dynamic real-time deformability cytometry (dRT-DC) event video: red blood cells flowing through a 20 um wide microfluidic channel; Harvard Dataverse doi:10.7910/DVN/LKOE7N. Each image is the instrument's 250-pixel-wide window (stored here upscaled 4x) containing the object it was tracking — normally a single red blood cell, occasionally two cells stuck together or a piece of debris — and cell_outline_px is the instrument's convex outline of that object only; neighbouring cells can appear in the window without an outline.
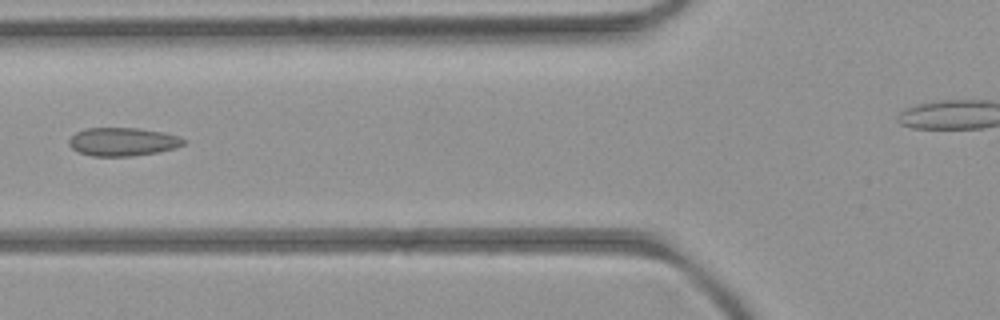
{"species": "common noctule bat (a hibernating species)", "species_latin": "Nyctalus noctula", "temperature_condition": "room temperature", "stored_images_in_passage": 6, "segment_of_instrument_passage": [1, 2], "camera_frame_rate_fps": 3000, "um_per_image_px": 0.085, "animal": {"sex": "female", "body_mass_g": 21.9}, "frame": {"image": 1, "passage_image": 5, "time_ms": 4.667, "image_size_px": [1000, 320], "cell_outline_px": [[188, 140], [184, 144], [176, 148], [160, 152], [132, 156], [92, 156], [80, 152], [72, 148], [68, 144], [68, 140], [76, 132], [88, 128], [136, 128], [160, 132], [176, 136]], "centroid_in_image_um": [10.44, 12.06], "position_along_channel_um": 115.4, "area_um2": 18.84}}